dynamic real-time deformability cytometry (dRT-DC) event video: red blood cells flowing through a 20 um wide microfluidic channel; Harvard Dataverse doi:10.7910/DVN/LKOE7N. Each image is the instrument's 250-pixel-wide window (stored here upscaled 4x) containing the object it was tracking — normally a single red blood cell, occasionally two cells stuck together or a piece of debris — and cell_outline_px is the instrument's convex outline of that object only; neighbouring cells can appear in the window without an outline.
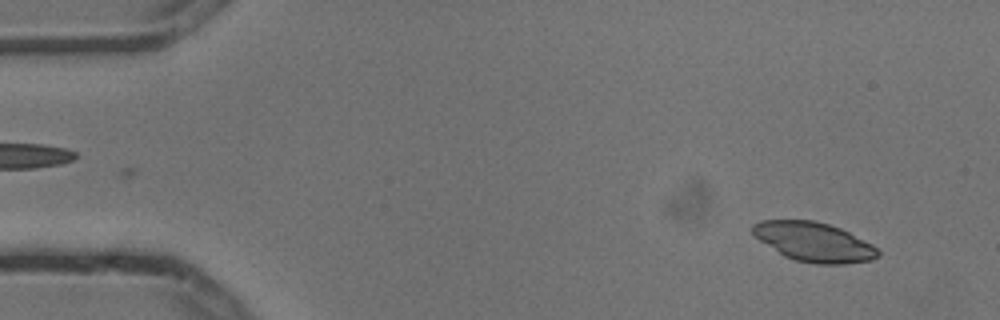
{"species": "common noctule bat (a hibernating species)", "species_latin": "Nyctalus noctula", "temperature_condition": "cold", "stored_images_in_passage": 4, "camera_frame_rate_fps": 3000, "um_per_image_px": 0.085, "animal": {"sex": "male", "body_mass_g": 13.3}, "frame": {"image": 1, "passage_image": 1, "time_ms": 0.0, "image_size_px": [1000, 320], "cell_outline_px": [[880, 256], [872, 260], [844, 264], [816, 264], [796, 260], [784, 256], [760, 240], [752, 232], [752, 224], [760, 220], [812, 220], [828, 224], [840, 228], [872, 244], [880, 252]], "centroid_in_image_um": [69.19, 20.57], "position_along_channel_um": 15.8, "area_um2": 28.55}}
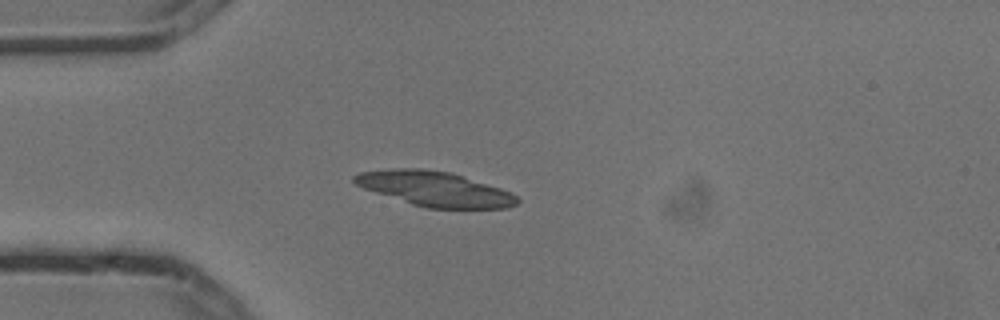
{"frame": {"image": 2, "passage_image": 4, "time_ms": 1.0, "image_size_px": [1000, 320], "cell_outline_px": [[520, 200], [516, 204], [508, 208], [428, 208], [412, 204], [364, 188], [356, 184], [352, 180], [352, 176], [360, 172], [392, 168], [424, 168], [452, 172], [500, 188], [516, 196]], "centroid_in_image_um": [36.95, 16.04], "position_along_channel_um": 48.1, "area_um2": 32.83}}